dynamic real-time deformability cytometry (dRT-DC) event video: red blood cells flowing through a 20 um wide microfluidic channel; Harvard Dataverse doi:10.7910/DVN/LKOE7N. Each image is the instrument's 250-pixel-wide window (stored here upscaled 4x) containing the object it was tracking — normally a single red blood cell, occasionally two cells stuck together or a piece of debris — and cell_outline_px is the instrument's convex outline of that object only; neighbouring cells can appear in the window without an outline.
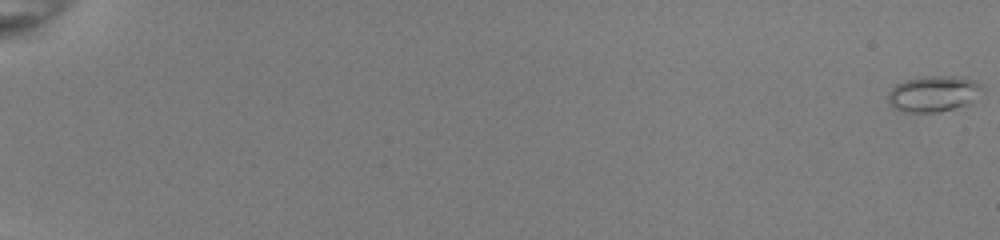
{"species": "common noctule bat (a hibernating species)", "species_latin": "Nyctalus noctula", "temperature_condition": "room temperature", "stored_images_in_passage": 11, "camera_frame_rate_fps": 3000, "um_per_image_px": 0.085, "animal": {"sex": "female", "body_mass_g": 22.0, "forearm_length_mm": 56.7}, "frame": {"image": 1, "passage_image": 1, "time_ms": 0.0, "image_size_px": [1000, 240], "cell_outline_px": [[984, 92], [972, 104], [936, 112], [900, 112], [892, 108], [888, 104], [888, 92], [896, 84], [904, 80], [924, 76], [964, 76], [984, 84]], "centroid_in_image_um": [79.41, 7.96], "position_along_channel_um": 5.6, "area_um2": 20.52}}